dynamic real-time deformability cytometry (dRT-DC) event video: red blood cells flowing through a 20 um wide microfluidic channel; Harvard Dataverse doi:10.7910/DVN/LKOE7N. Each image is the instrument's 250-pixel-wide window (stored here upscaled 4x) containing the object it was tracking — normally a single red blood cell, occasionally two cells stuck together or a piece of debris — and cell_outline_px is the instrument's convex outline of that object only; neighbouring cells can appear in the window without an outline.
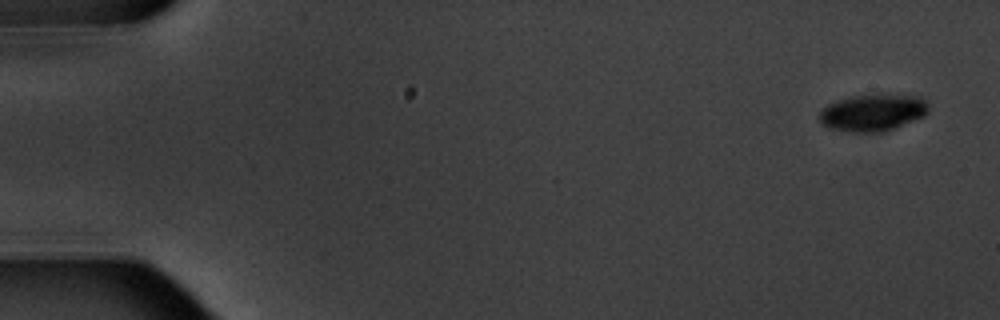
{"species": "common noctule bat (a hibernating species)", "species_latin": "Nyctalus noctula", "temperature_condition": "warm", "stored_images_in_passage": 13, "camera_frame_rate_fps": 3000, "um_per_image_px": 0.085, "animal": {"sex": "male", "body_mass_g": 20.1, "forearm_length_mm": 53.5}, "frame": {"image": 1, "passage_image": 1, "time_ms": 0.0, "image_size_px": [1000, 320], "cell_outline_px": [[928, 112], [924, 116], [884, 132], [848, 132], [828, 128], [820, 124], [820, 112], [828, 104], [840, 100], [856, 96], [920, 96], [928, 104]], "centroid_in_image_um": [74.17, 9.61], "position_along_channel_um": 10.8, "area_um2": 22.95}}
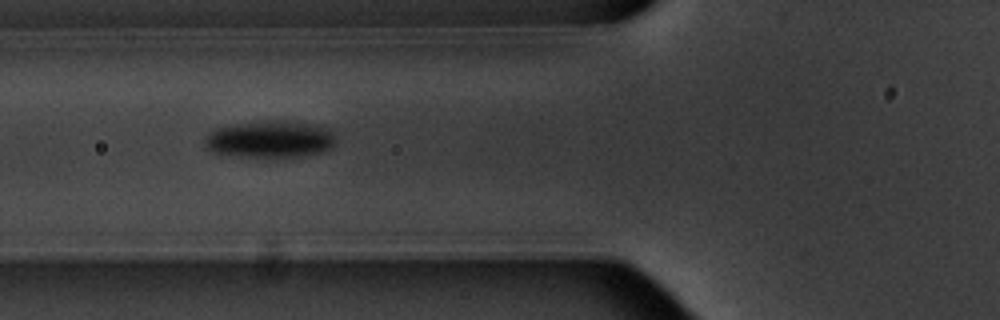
{"frame": {"image": 2, "passage_image": 6, "time_ms": 6.667, "image_size_px": [1000, 320], "cell_outline_px": [[336, 140], [324, 152], [304, 156], [240, 156], [212, 152], [204, 144], [204, 140], [212, 132], [220, 128], [240, 124], [276, 120], [296, 120], [328, 128]], "centroid_in_image_um": [23.02, 11.83], "position_along_channel_um": 102.8, "area_um2": 27.69}}
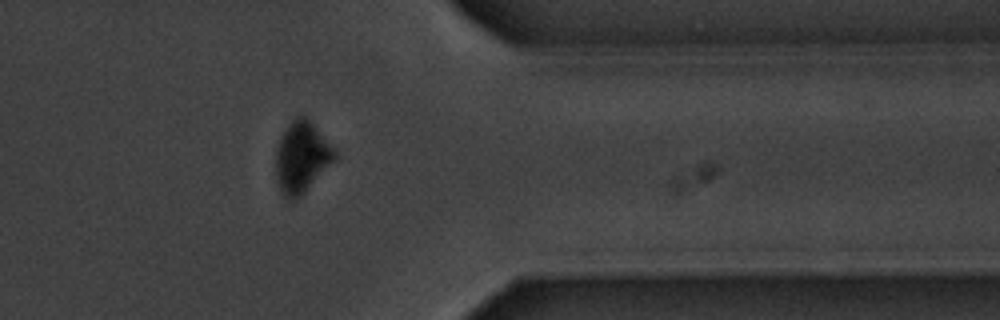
{"frame": {"image": 3, "passage_image": 13, "time_ms": 15.0, "image_size_px": [1000, 320], "cell_outline_px": [[336, 160], [300, 196], [292, 200], [288, 200], [284, 196], [276, 180], [276, 148], [280, 136], [288, 124], [296, 116], [304, 116], [312, 124], [336, 152]], "centroid_in_image_um": [25.61, 13.38], "position_along_channel_um": 385.8, "area_um2": 23.99}, "authors_computed_cell_mechanics": {"area_um2": 26.4724, "velocity_mm_per_s": 3.5209, "shape_relaxation_time_tau1_ms": 1.9179, "shape_relaxation_time_tau2_ms": null, "deformation_change_tau1": 0.0885, "deformation_change_tau2": null}}